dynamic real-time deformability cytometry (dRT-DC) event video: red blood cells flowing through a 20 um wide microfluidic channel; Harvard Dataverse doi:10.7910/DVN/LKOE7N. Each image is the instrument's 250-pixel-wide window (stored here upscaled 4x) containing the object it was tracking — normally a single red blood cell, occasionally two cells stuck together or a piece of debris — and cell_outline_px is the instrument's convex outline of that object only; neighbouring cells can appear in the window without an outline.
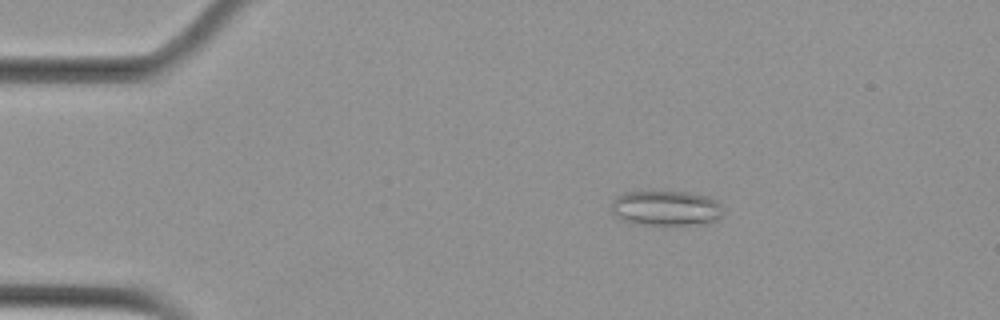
{"species": "Egyptian fruit bat (a non-hibernating species)", "species_latin": "Rousettus aegyptiacus", "temperature_condition": "cold", "stored_images_in_passage": 3, "camera_frame_rate_fps": 3000, "um_per_image_px": 0.085, "animal": {"sex": "female"}, "frame": {"image": 1, "passage_image": 1, "time_ms": 0.0, "image_size_px": [1000, 320], "cell_outline_px": [[724, 216], [716, 220], [696, 224], [660, 228], [636, 224], [624, 220], [616, 216], [612, 212], [612, 200], [616, 196], [624, 192], [648, 188], [688, 192], [712, 196], [724, 208]], "centroid_in_image_um": [56.61, 17.67], "position_along_channel_um": 28.4, "area_um2": 24.74}}